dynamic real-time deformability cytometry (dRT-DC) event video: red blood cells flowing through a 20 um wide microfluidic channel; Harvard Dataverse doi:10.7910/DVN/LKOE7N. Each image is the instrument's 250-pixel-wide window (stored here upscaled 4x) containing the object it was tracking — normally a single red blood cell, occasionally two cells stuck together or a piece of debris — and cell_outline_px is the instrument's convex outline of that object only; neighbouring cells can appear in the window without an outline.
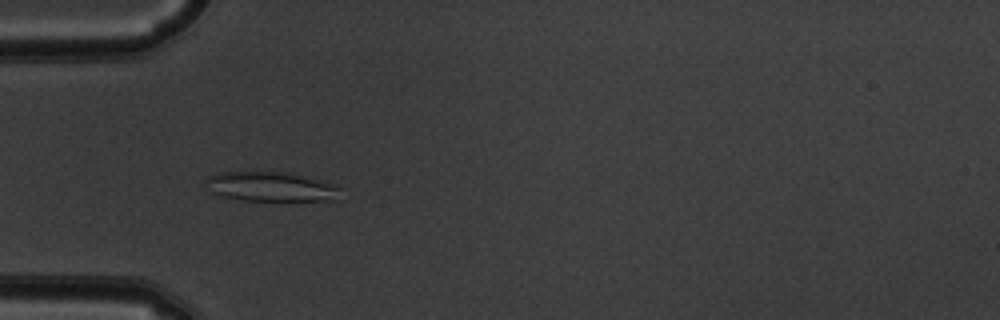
{"species": "common noctule bat (a hibernating species)", "species_latin": "Nyctalus noctula", "temperature_condition": "warm", "stored_images_in_passage": 52, "camera_frame_rate_fps": 3000, "um_per_image_px": 0.085, "animal": {"sex": "male", "body_mass_g": 19.5, "forearm_length_mm": 54.6}, "frame": {"image": 1, "passage_image": 16, "time_ms": 5.0, "image_size_px": [1000, 320], "cell_outline_px": [[340, 200], [244, 200], [220, 196], [208, 192], [208, 176], [216, 172], [288, 172], [336, 184], [340, 188]], "centroid_in_image_um": [23.05, 15.86], "position_along_channel_um": 62.0, "area_um2": 23.24}}
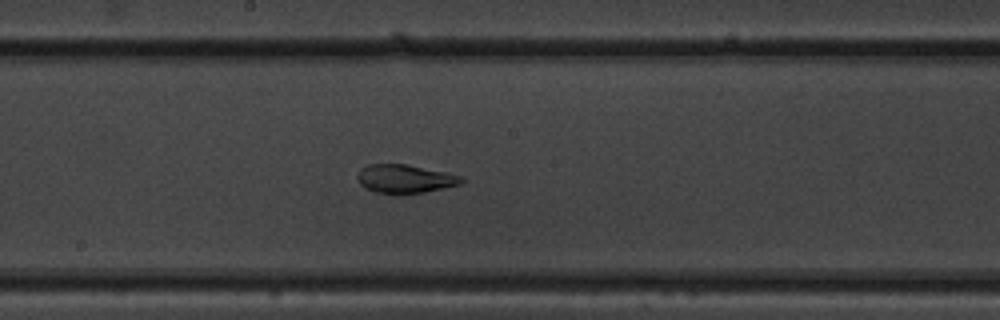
{"frame": {"image": 2, "passage_image": 28, "time_ms": 9.0, "image_size_px": [1000, 320], "cell_outline_px": [[464, 180], [460, 184], [444, 188], [424, 192], [376, 192], [364, 188], [360, 184], [356, 176], [360, 168], [368, 164], [408, 164], [464, 176]], "centroid_in_image_um": [34.42, 15.17], "position_along_channel_um": 213.8, "area_um2": 17.11}}
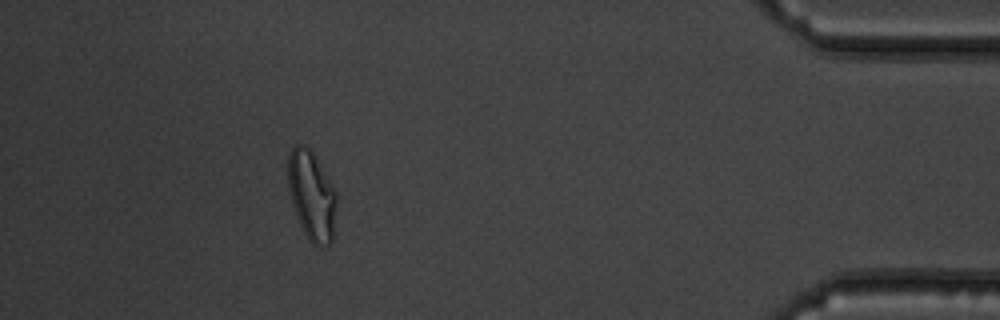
{"frame": {"image": 3, "passage_image": 47, "time_ms": 15.333, "image_size_px": [1000, 320], "cell_outline_px": [[336, 204], [332, 240], [328, 244], [312, 244], [308, 240], [296, 216], [288, 192], [288, 152], [296, 144], [304, 144], [312, 152], [336, 188]], "centroid_in_image_um": [26.48, 16.58], "position_along_channel_um": 408.7, "area_um2": 25.26}, "authors_computed_cell_mechanics": {"area_um2": 22.8888, "velocity_mm_per_s": 3.8734, "shape_relaxation_time_tau1_ms": 6.197, "shape_relaxation_time_tau2_ms": 1.2278, "deformation_change_tau1": 0.1913, "deformation_change_tau2": 0.0761}}